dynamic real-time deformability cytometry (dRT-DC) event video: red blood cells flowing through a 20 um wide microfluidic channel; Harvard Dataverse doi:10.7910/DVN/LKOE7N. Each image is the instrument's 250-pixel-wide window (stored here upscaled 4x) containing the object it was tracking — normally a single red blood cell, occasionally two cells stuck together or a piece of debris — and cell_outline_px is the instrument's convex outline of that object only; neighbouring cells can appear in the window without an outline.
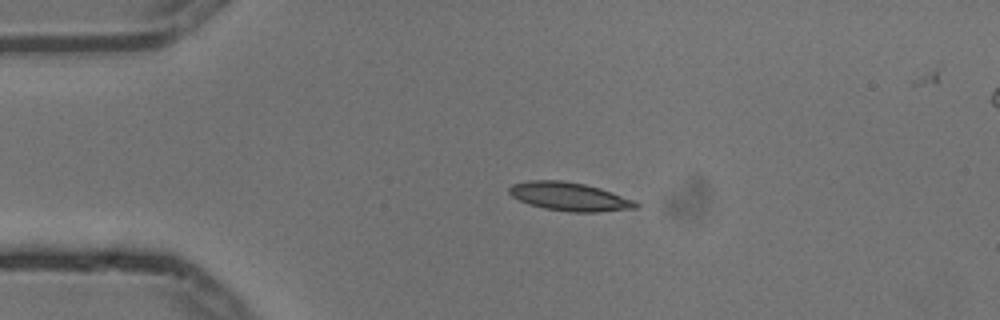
{"species": "common noctule bat (a hibernating species)", "species_latin": "Nyctalus noctula", "temperature_condition": "cold", "stored_images_in_passage": 4, "camera_frame_rate_fps": 3000, "um_per_image_px": 0.085, "animal": {"sex": "male", "body_mass_g": 13.3}, "frame": {"image": 1, "passage_image": 2, "time_ms": 0.333, "image_size_px": [1000, 320], "cell_outline_px": [[640, 204], [636, 208], [600, 212], [572, 212], [544, 208], [528, 204], [512, 196], [508, 192], [508, 188], [512, 184], [528, 180], [564, 180], [584, 184], [600, 188], [636, 200]], "centroid_in_image_um": [48.42, 16.71], "position_along_channel_um": 36.6, "area_um2": 21.15}}